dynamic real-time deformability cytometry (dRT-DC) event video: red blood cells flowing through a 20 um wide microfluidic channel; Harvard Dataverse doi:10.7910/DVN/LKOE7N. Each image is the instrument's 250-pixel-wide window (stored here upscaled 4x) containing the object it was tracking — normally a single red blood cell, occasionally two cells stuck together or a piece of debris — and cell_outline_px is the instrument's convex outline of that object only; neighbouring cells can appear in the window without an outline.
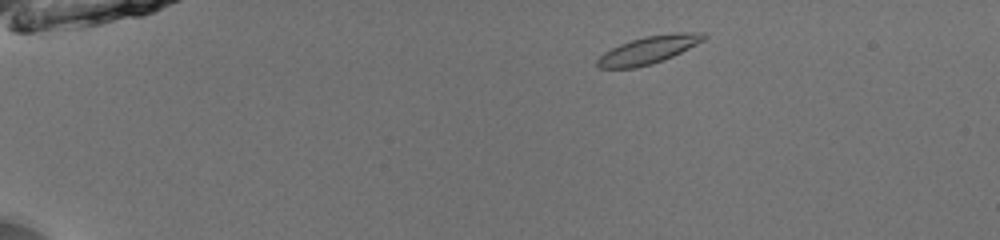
{"species": "common noctule bat (a hibernating species)", "species_latin": "Nyctalus noctula", "temperature_condition": "room temperature", "stored_images_in_passage": 45, "camera_frame_rate_fps": 3000, "um_per_image_px": 0.085, "animal": {"sex": "male", "body_mass_g": 13.0, "forearm_length_mm": 53.1}, "frame": {"image": 1, "passage_image": 3, "time_ms": 0.667, "image_size_px": [1000, 240], "cell_outline_px": [[708, 36], [704, 40], [664, 60], [652, 64], [636, 68], [596, 68], [596, 60], [604, 52], [620, 44], [644, 36], [676, 32], [704, 32]], "centroid_in_image_um": [55.12, 4.24], "position_along_channel_um": 29.9, "area_um2": 17.17}}
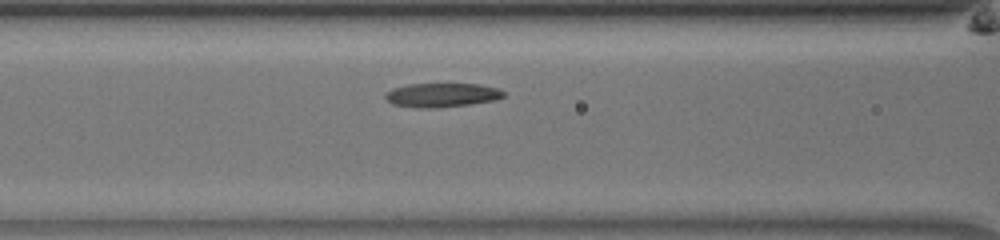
{"frame": {"image": 2, "passage_image": 17, "time_ms": 5.333, "image_size_px": [1000, 240], "cell_outline_px": [[504, 96], [496, 100], [468, 104], [436, 108], [416, 108], [392, 104], [384, 96], [384, 92], [392, 88], [408, 84], [480, 84], [496, 88], [504, 92]], "centroid_in_image_um": [37.51, 8.08], "position_along_channel_um": 129.1, "area_um2": 16.59}}
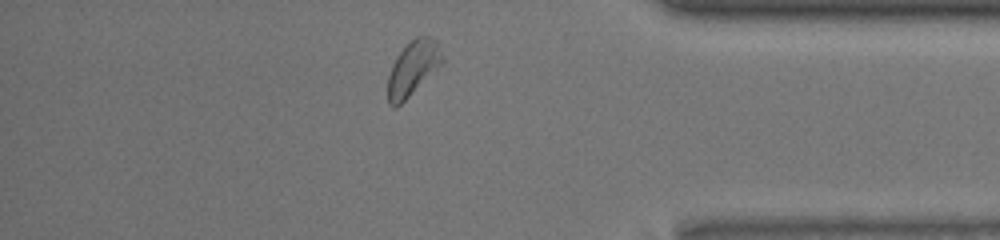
{"frame": {"image": 3, "passage_image": 39, "time_ms": 12.667, "image_size_px": [1000, 240], "cell_outline_px": [[444, 60], [396, 108], [392, 108], [388, 104], [388, 76], [392, 64], [396, 56], [416, 36], [428, 36], [436, 40], [444, 56]], "centroid_in_image_um": [35.07, 5.78], "position_along_channel_um": 400.1, "area_um2": 16.82}, "authors_computed_cell_mechanics": {"area_um2": 16.8776, "velocity_mm_per_s": 3.9214, "shape_relaxation_time_tau1_ms": 2.8441, "shape_relaxation_time_tau2_ms": 4.06, "deformation_change_tau1": 0.13, "deformation_change_tau2": 0.0835}}